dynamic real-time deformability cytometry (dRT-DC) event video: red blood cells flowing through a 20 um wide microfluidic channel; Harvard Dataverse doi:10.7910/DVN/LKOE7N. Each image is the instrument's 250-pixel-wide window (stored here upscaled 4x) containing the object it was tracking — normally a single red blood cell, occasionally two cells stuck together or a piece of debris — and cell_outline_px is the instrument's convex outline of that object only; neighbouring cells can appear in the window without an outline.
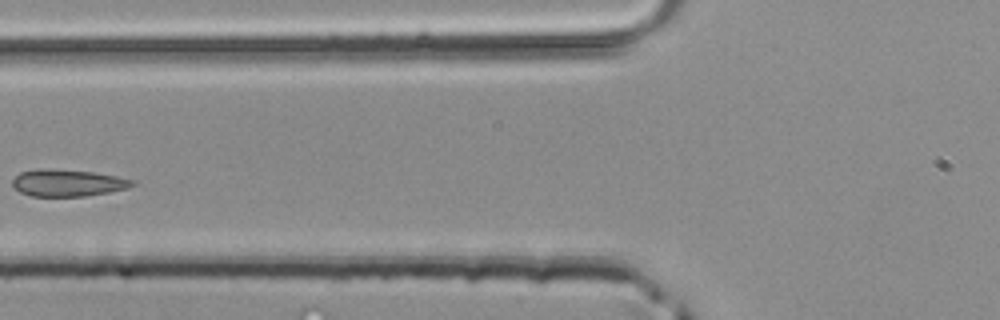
{"species": "common noctule bat (a hibernating species)", "species_latin": "Nyctalus noctula", "temperature_condition": "room temperature", "stored_images_in_passage": 4, "camera_frame_rate_fps": 3000, "um_per_image_px": 0.085, "animal": {"sex": "male", "body_mass_g": 20.4}, "frame": {"image": 1, "passage_image": 4, "time_ms": 1.0, "image_size_px": [1000, 320], "cell_outline_px": [[136, 184], [128, 188], [108, 192], [84, 196], [32, 196], [20, 192], [12, 188], [12, 180], [20, 172], [40, 168], [48, 168], [92, 172], [116, 176], [136, 180]], "centroid_in_image_um": [5.74, 15.54], "position_along_channel_um": 120.1, "area_um2": 18.9}}